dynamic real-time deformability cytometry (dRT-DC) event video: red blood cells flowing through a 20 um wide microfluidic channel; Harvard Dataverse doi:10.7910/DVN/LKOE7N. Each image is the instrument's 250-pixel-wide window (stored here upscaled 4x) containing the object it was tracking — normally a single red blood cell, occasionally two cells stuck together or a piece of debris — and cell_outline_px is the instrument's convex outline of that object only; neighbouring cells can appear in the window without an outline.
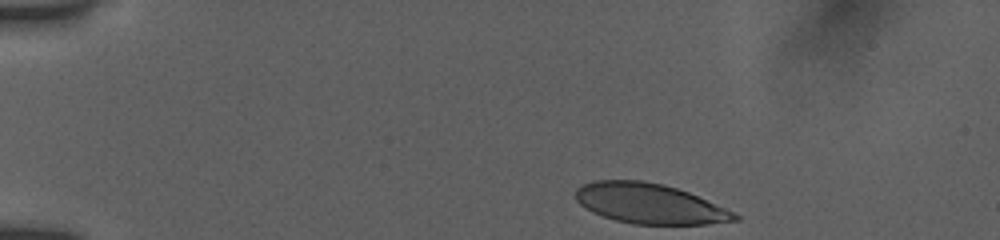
{"species": "human", "species_latin": "Homo sapiens", "temperature_condition": "room temperature", "stored_images_in_passage": 30, "camera_frame_rate_fps": 3000, "um_per_image_px": 0.085, "donor": {"sex": "female"}, "frame": {"image": 1, "passage_image": 1, "time_ms": 0.0, "image_size_px": [1000, 240], "cell_outline_px": [[740, 220], [708, 224], [632, 224], [616, 220], [592, 212], [580, 204], [576, 200], [576, 188], [580, 184], [596, 180], [644, 180], [664, 184], [688, 192], [724, 208], [740, 216]], "centroid_in_image_um": [55.17, 17.3], "position_along_channel_um": 29.8, "area_um2": 37.05}}
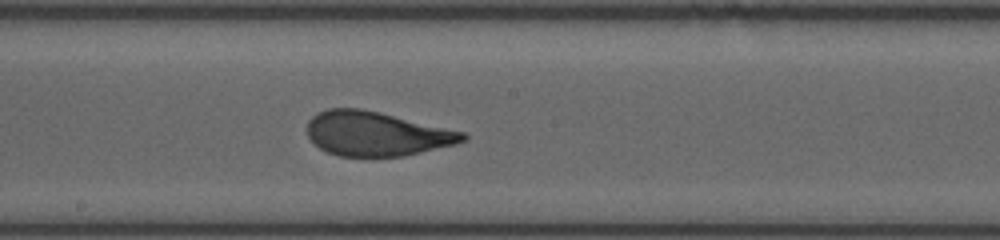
{"frame": {"image": 2, "passage_image": 16, "time_ms": 7.0, "image_size_px": [1000, 240], "cell_outline_px": [[468, 140], [456, 144], [404, 156], [340, 156], [328, 152], [320, 148], [308, 136], [308, 120], [316, 112], [328, 108], [360, 108], [380, 112], [464, 132], [468, 136]], "centroid_in_image_um": [32.0, 11.36], "position_along_channel_um": 216.2, "area_um2": 40.11}}
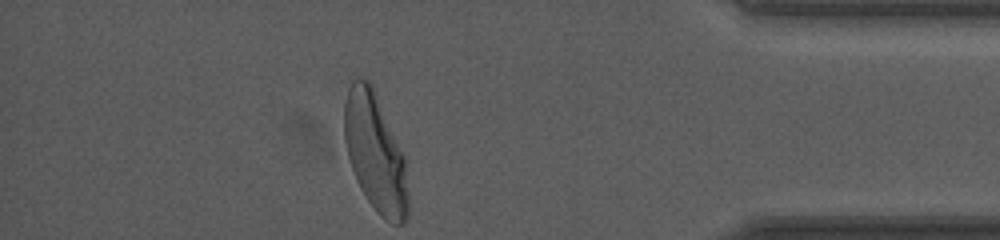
{"frame": {"image": 3, "passage_image": 30, "time_ms": 12.667, "image_size_px": [1000, 240], "cell_outline_px": [[408, 216], [404, 224], [392, 224], [384, 220], [376, 212], [360, 188], [352, 168], [348, 156], [344, 140], [344, 104], [348, 88], [352, 80], [356, 76], [368, 80], [372, 84], [404, 156], [408, 192]], "centroid_in_image_um": [31.89, 12.98], "position_along_channel_um": 403.3, "area_um2": 44.1}, "authors_computed_cell_mechanics": {"area_um2": 40.46, "velocity_mm_per_s": 3.8629, "shape_relaxation_time_tau1_ms": 3.3216, "shape_relaxation_time_tau2_ms": null, "deformation_change_tau1": 0.1755, "deformation_change_tau2": null}}